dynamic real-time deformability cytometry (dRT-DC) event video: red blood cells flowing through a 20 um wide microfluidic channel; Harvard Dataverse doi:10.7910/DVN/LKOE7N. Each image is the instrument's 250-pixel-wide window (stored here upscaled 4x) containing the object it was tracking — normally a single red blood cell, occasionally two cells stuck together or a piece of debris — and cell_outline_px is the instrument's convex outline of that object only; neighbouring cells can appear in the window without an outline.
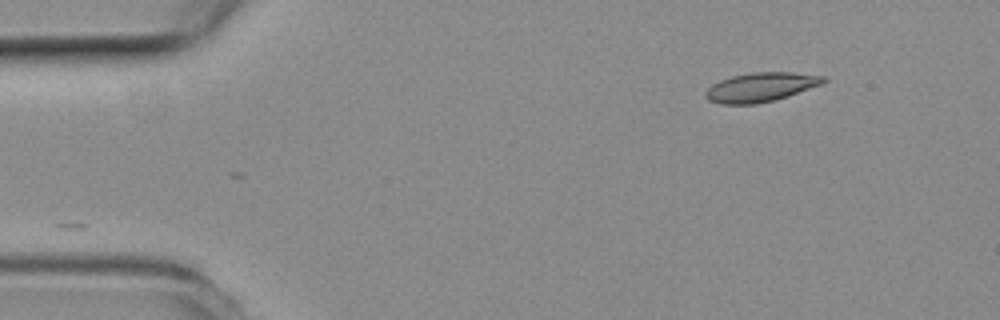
{"species": "common noctule bat (a hibernating species)", "species_latin": "Nyctalus noctula", "temperature_condition": "room temperature", "stored_images_in_passage": 2, "camera_frame_rate_fps": 3000, "um_per_image_px": 0.085, "animal": {"sex": "female", "body_mass_g": 19.3, "forearm_length_mm": 54.1}, "frame": {"image": 1, "passage_image": 1, "time_ms": 0.0, "image_size_px": [1000, 320], "cell_outline_px": [[828, 80], [820, 84], [788, 96], [756, 104], [720, 104], [708, 100], [704, 96], [704, 92], [712, 84], [720, 80], [732, 76], [752, 72], [792, 72], [824, 76]], "centroid_in_image_um": [64.62, 7.4], "position_along_channel_um": 20.4, "area_um2": 19.94}}